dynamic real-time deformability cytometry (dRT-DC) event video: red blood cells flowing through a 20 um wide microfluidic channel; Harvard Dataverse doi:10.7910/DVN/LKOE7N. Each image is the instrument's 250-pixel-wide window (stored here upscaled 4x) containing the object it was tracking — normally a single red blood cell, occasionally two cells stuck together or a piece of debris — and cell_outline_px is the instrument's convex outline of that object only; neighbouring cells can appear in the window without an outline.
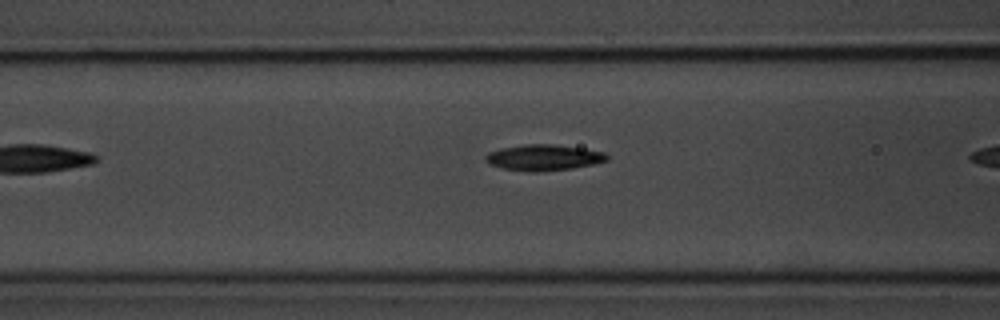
{"species": "common noctule bat (a hibernating species)", "species_latin": "Nyctalus noctula", "temperature_condition": "room temperature", "stored_images_in_passage": 7, "camera_frame_rate_fps": 3000, "um_per_image_px": 0.085, "animal": {"sex": "male", "body_mass_g": 20.1, "forearm_length_mm": 53.5}, "frame": {"image": 1, "passage_image": 6, "time_ms": 1.667, "image_size_px": [1000, 320], "cell_outline_px": [[608, 160], [592, 164], [572, 168], [532, 172], [504, 168], [492, 164], [484, 160], [484, 156], [488, 152], [500, 148], [524, 144], [552, 144], [580, 148], [604, 152], [608, 156]], "centroid_in_image_um": [46.18, 13.38], "position_along_channel_um": 120.4, "area_um2": 18.09}}